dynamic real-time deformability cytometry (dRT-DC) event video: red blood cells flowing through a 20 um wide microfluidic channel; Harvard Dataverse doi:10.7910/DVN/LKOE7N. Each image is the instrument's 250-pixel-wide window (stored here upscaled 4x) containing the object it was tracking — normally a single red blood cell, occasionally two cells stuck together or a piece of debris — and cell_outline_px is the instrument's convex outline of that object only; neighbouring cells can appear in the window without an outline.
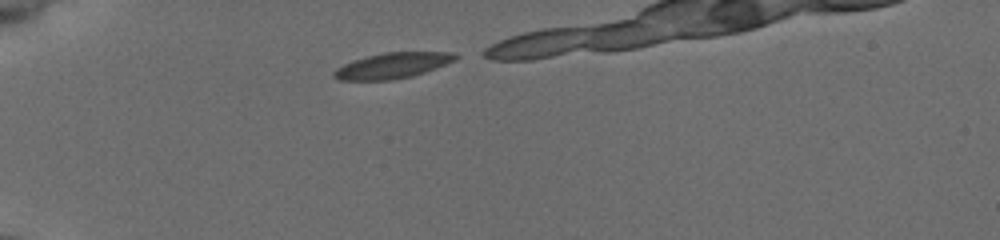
{"species": "common noctule bat (a hibernating species)", "species_latin": "Nyctalus noctula", "temperature_condition": "cold", "stored_images_in_passage": 10, "camera_frame_rate_fps": 3000, "um_per_image_px": 0.085, "animal": {"sex": "female", "body_mass_g": 19.5, "forearm_length_mm": 54.1}, "frame": {"image": 1, "passage_image": 1, "time_ms": 0.0, "image_size_px": [1000, 240], "cell_outline_px": [[460, 56], [456, 60], [436, 68], [412, 76], [388, 80], [340, 80], [332, 76], [332, 72], [336, 68], [352, 60], [384, 52], [452, 52]], "centroid_in_image_um": [33.36, 5.57], "position_along_channel_um": 51.6, "area_um2": 18.15}}
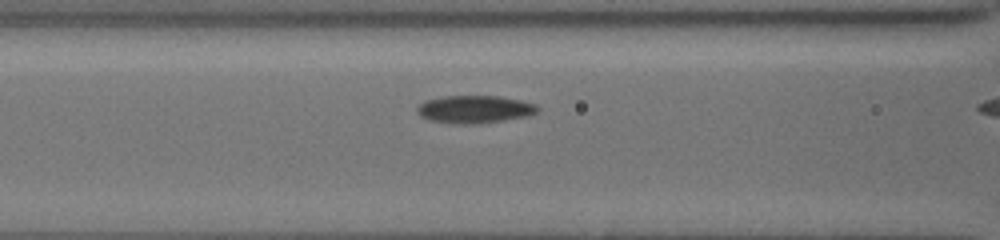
{"frame": {"image": 2, "passage_image": 9, "time_ms": 2.667, "image_size_px": [1000, 240], "cell_outline_px": [[540, 108], [536, 112], [528, 116], [480, 124], [452, 124], [428, 120], [420, 116], [416, 112], [416, 108], [424, 100], [444, 96], [500, 96], [520, 100], [536, 104]], "centroid_in_image_um": [40.31, 9.3], "position_along_channel_um": 126.3, "area_um2": 19.71}}